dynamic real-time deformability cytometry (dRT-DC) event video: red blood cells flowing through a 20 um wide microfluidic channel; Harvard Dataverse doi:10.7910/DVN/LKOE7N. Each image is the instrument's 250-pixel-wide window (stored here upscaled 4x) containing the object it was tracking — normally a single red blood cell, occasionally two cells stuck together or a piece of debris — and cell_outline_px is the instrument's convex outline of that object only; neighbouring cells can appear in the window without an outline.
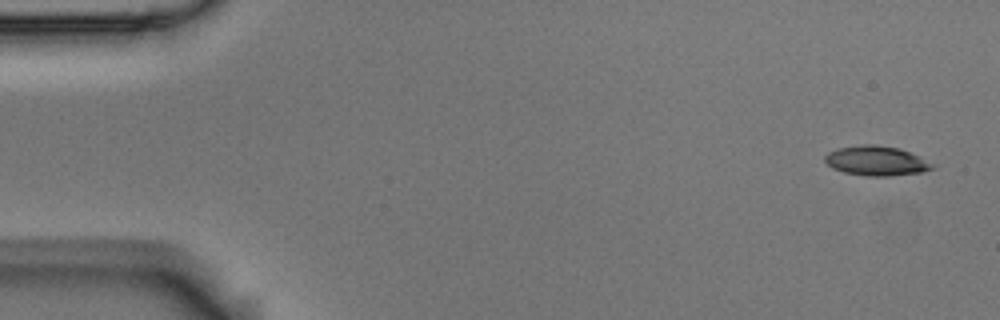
{"species": "Egyptian fruit bat (a non-hibernating species)", "species_latin": "Rousettus aegyptiacus", "temperature_condition": "room temperature", "stored_images_in_passage": 5, "camera_frame_rate_fps": 3000, "um_per_image_px": 0.085, "animal": {"sex": "male"}, "frame": {"image": 1, "passage_image": 1, "time_ms": 0.0, "image_size_px": [1000, 320], "cell_outline_px": [[936, 168], [920, 172], [888, 176], [868, 176], [844, 172], [832, 168], [824, 160], [824, 156], [828, 152], [836, 148], [864, 144], [876, 144], [896, 148], [908, 152], [936, 164]], "centroid_in_image_um": [74.47, 13.67], "position_along_channel_um": 10.5, "area_um2": 18.5}}
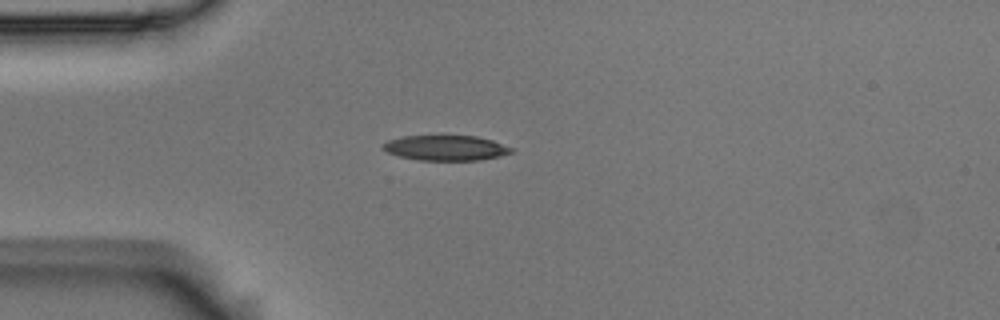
{"frame": {"image": 2, "passage_image": 4, "time_ms": 1.0, "image_size_px": [1000, 320], "cell_outline_px": [[516, 148], [512, 152], [500, 156], [480, 160], [420, 160], [400, 156], [388, 152], [380, 148], [388, 140], [404, 136], [476, 136], [492, 140]], "centroid_in_image_um": [37.93, 12.57], "position_along_channel_um": 47.1, "area_um2": 18.79}}